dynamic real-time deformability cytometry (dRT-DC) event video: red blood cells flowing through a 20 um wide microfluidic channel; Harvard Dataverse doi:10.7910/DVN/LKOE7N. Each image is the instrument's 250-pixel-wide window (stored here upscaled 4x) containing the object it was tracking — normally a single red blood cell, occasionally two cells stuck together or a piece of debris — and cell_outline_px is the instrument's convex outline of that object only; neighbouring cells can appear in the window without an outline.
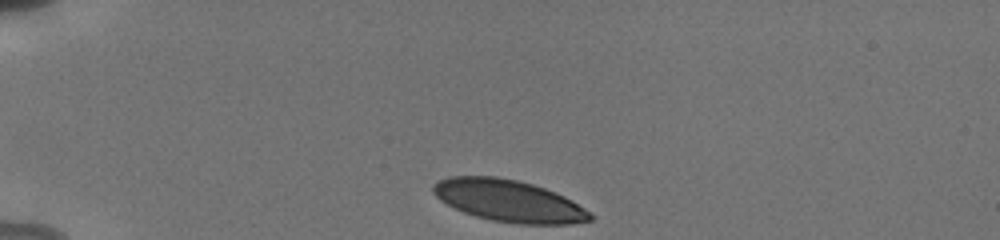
{"species": "human", "species_latin": "Homo sapiens", "temperature_condition": "cold", "stored_images_in_passage": 12, "camera_frame_rate_fps": 3000, "um_per_image_px": 0.085, "donor": {"sex": "male"}, "frame": {"image": 1, "passage_image": 1, "time_ms": 0.0, "image_size_px": [1000, 240], "cell_outline_px": [[596, 216], [592, 220], [572, 224], [520, 224], [492, 220], [476, 216], [464, 212], [440, 200], [432, 192], [432, 184], [448, 176], [496, 176], [516, 180], [532, 184], [544, 188], [564, 196], [572, 200], [592, 212]], "centroid_in_image_um": [43.28, 17.07], "position_along_channel_um": 41.7, "area_um2": 38.38}}
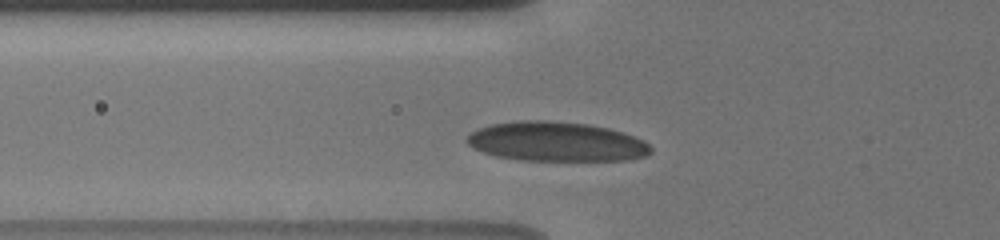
{"frame": {"image": 2, "passage_image": 8, "time_ms": 2.333, "image_size_px": [1000, 240], "cell_outline_px": [[652, 152], [648, 156], [628, 160], [520, 160], [496, 156], [472, 148], [464, 140], [476, 128], [492, 124], [520, 120], [548, 120], [588, 124], [608, 128], [624, 132], [636, 136], [644, 140], [652, 148]], "centroid_in_image_um": [47.31, 12.04], "position_along_channel_um": 78.5, "area_um2": 42.66}}